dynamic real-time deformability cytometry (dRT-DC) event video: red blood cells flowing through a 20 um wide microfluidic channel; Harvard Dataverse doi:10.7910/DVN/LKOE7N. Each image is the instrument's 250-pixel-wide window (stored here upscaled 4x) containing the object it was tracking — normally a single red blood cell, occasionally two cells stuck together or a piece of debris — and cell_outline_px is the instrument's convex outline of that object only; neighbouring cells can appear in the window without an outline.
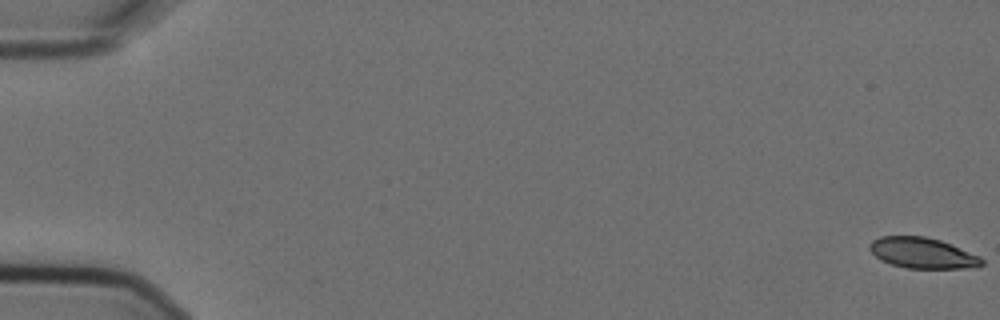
{"species": "Egyptian fruit bat (a non-hibernating species)", "species_latin": "Rousettus aegyptiacus", "temperature_condition": "cold", "stored_images_in_passage": 6, "camera_frame_rate_fps": 3000, "um_per_image_px": 0.085, "animal": {"sex": "female"}, "frame": {"image": 1, "passage_image": 1, "time_ms": 0.0, "image_size_px": [1000, 320], "cell_outline_px": [[984, 264], [976, 268], [904, 268], [880, 260], [868, 248], [868, 244], [872, 240], [880, 236], [924, 236], [940, 240], [980, 256], [984, 260]], "centroid_in_image_um": [78.41, 21.51], "position_along_channel_um": 6.6, "area_um2": 20.17}}
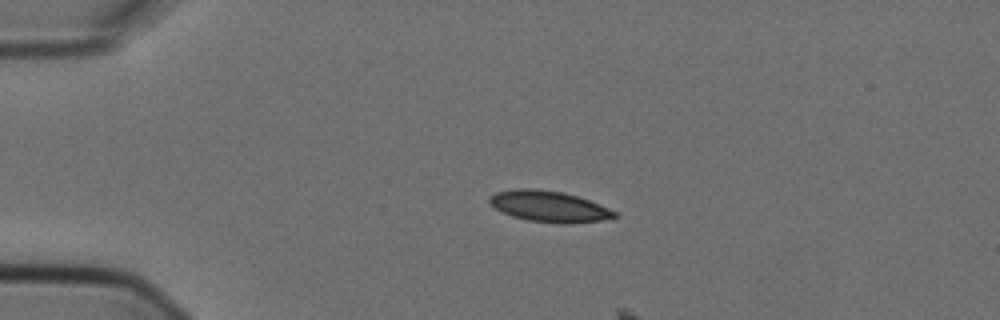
{"frame": {"image": 2, "passage_image": 4, "time_ms": 1.0, "image_size_px": [1000, 320], "cell_outline_px": [[620, 216], [604, 220], [568, 224], [564, 224], [528, 220], [512, 216], [488, 204], [488, 196], [496, 192], [520, 188], [532, 188], [564, 192], [588, 200], [608, 208], [616, 212]], "centroid_in_image_um": [46.66, 17.54], "position_along_channel_um": 38.3, "area_um2": 22.6}}